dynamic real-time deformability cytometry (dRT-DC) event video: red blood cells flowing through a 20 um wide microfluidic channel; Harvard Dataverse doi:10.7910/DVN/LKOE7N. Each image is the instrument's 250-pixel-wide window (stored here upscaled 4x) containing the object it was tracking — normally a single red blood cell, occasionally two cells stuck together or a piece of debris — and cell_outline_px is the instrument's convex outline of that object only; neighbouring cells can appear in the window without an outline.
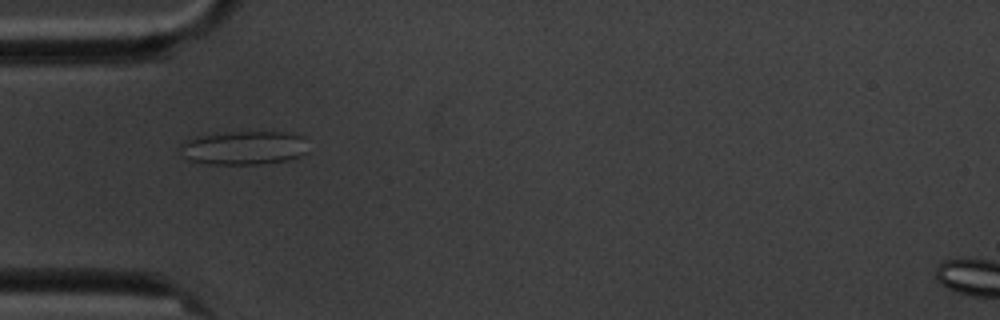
{"species": "common noctule bat (a hibernating species)", "species_latin": "Nyctalus noctula", "temperature_condition": "cold", "stored_images_in_passage": 10, "camera_frame_rate_fps": 3000, "um_per_image_px": 0.085, "animal": {"sex": "male", "body_mass_g": 20.1, "forearm_length_mm": 53.5}, "frame": {"image": 1, "passage_image": 4, "time_ms": 4.333, "image_size_px": [1000, 320], "cell_outline_px": [[308, 152], [300, 156], [288, 160], [260, 164], [212, 164], [188, 160], [184, 156], [180, 144], [184, 140], [196, 136], [232, 132], [284, 132], [304, 136]], "centroid_in_image_um": [20.76, 12.56], "position_along_channel_um": 64.2, "area_um2": 25.2}}
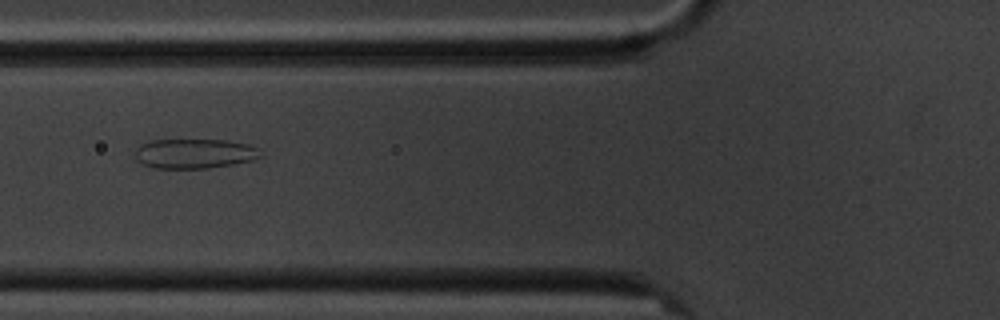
{"frame": {"image": 2, "passage_image": 5, "time_ms": 5.667, "image_size_px": [1000, 320], "cell_outline_px": [[260, 156], [252, 160], [232, 164], [208, 168], [156, 168], [144, 164], [136, 160], [136, 148], [148, 140], [228, 140], [248, 144], [256, 148]], "centroid_in_image_um": [16.49, 13.05], "position_along_channel_um": 109.3, "area_um2": 21.44}}
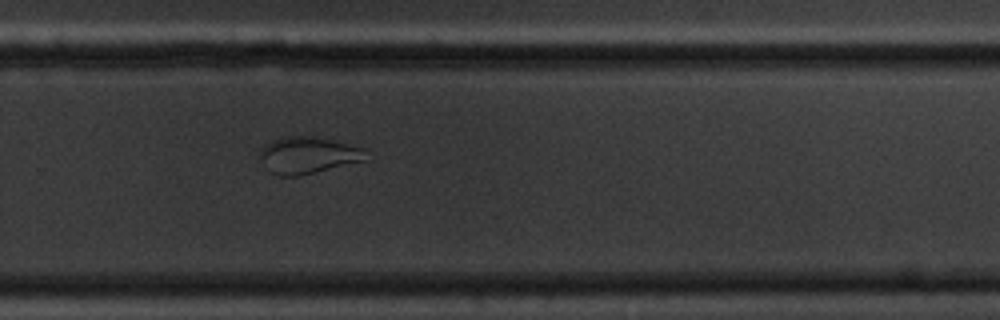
{"frame": {"image": 3, "passage_image": 10, "time_ms": 11.333, "image_size_px": [1000, 320], "cell_outline_px": [[372, 160], [300, 176], [280, 176], [268, 172], [260, 156], [260, 148], [264, 144], [272, 140], [284, 136], [312, 136], [332, 140], [368, 148]], "centroid_in_image_um": [26.29, 13.2], "position_along_channel_um": 303.5, "area_um2": 23.64}}